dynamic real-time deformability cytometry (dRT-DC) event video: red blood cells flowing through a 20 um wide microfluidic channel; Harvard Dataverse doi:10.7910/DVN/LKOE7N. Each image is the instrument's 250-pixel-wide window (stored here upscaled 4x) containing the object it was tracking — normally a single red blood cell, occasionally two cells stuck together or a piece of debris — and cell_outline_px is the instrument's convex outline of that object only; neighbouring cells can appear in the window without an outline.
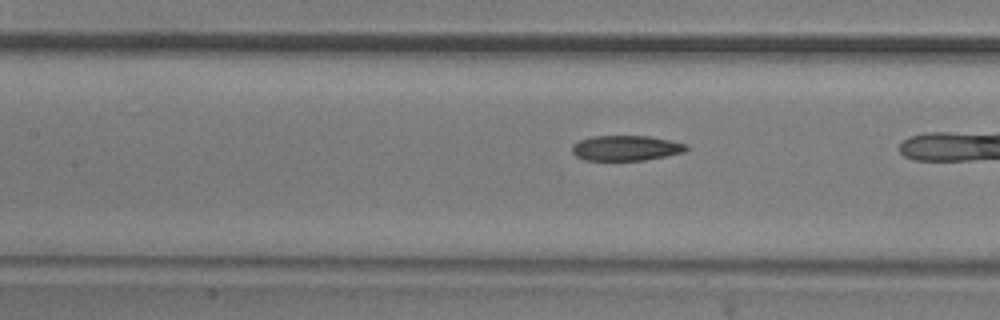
{"species": "common noctule bat (a hibernating species)", "species_latin": "Nyctalus noctula", "temperature_condition": "room temperature", "stored_images_in_passage": 20, "camera_frame_rate_fps": 3000, "um_per_image_px": 0.085, "animal": {"sex": "male", "body_mass_g": 20.5, "forearm_length_mm": 52.5}, "frame": {"image": 1, "passage_image": 17, "time_ms": 5.333, "image_size_px": [1000, 320], "cell_outline_px": [[688, 148], [684, 152], [644, 160], [584, 160], [576, 156], [572, 152], [572, 144], [580, 140], [592, 136], [648, 136], [688, 144]], "centroid_in_image_um": [53.18, 12.58], "position_along_channel_um": 154.2, "area_um2": 16.7}}